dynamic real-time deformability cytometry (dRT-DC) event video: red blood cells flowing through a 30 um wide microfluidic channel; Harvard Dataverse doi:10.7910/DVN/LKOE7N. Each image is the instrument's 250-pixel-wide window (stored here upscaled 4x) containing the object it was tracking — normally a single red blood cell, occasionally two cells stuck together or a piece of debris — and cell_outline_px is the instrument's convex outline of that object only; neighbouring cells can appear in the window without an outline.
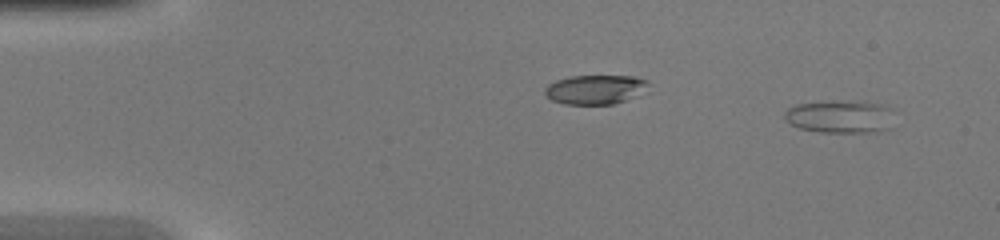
{"species": "common noctule bat (a hibernating species)", "species_latin": "Nyctalus noctula", "temperature_condition": "warm", "stored_images_in_passage": 45, "camera_frame_rate_fps": 3000, "um_per_image_px": 0.085, "animal": {"sex": "female", "body_mass_g": 20.0, "forearm_length_mm": 54.0}, "frame": {"image": 1, "passage_image": 3, "time_ms": 0.667, "image_size_px": [1000, 240], "cell_outline_px": [[896, 108], [892, 128], [880, 132], [820, 132], [800, 128], [784, 120], [784, 112], [788, 108], [796, 104], [832, 100], [864, 100], [884, 104]], "centroid_in_image_um": [71.54, 9.88], "position_along_channel_um": 13.5, "area_um2": 22.14}}
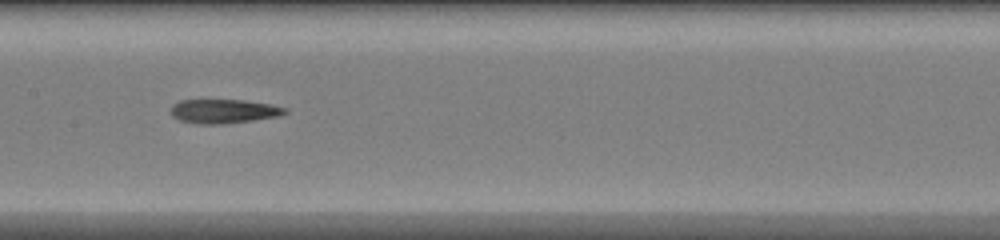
{"frame": {"image": 2, "passage_image": 23, "time_ms": 7.333, "image_size_px": [1000, 240], "cell_outline_px": [[288, 112], [280, 116], [252, 120], [220, 124], [200, 124], [180, 120], [172, 116], [172, 104], [180, 100], [244, 100], [268, 104], [288, 108]], "centroid_in_image_um": [19.03, 9.45], "position_along_channel_um": 188.4, "area_um2": 15.9}}
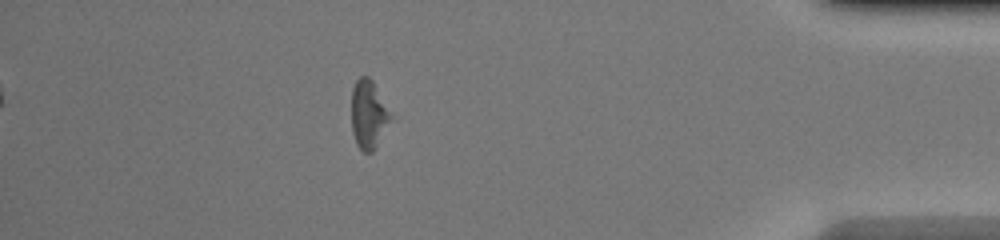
{"frame": {"image": 3, "passage_image": 40, "time_ms": 13.0, "image_size_px": [1000, 240], "cell_outline_px": [[396, 120], [376, 148], [372, 152], [364, 152], [356, 144], [352, 132], [352, 88], [356, 80], [360, 76], [368, 76], [372, 80]], "centroid_in_image_um": [31.4, 9.77], "position_along_channel_um": 403.8, "area_um2": 16.36}}